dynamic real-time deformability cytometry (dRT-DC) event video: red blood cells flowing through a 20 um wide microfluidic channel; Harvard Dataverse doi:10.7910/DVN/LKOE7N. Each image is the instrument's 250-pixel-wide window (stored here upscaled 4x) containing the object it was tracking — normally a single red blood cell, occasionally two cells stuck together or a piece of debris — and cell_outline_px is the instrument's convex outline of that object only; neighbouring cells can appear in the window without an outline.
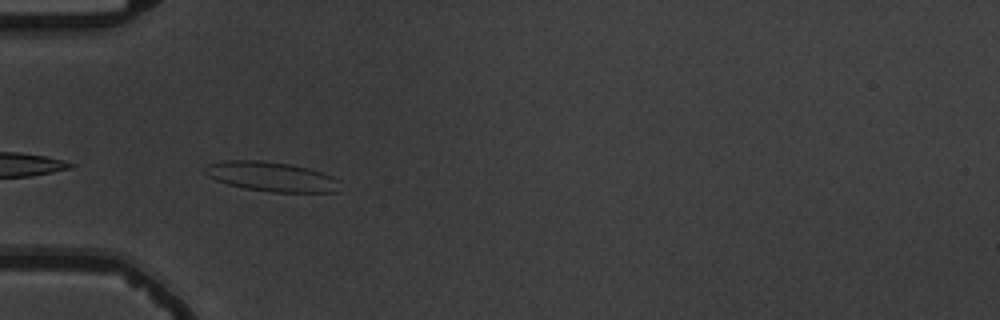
{"species": "common noctule bat (a hibernating species)", "species_latin": "Nyctalus noctula", "temperature_condition": "warm", "stored_images_in_passage": 6, "camera_frame_rate_fps": 3000, "um_per_image_px": 0.085, "animal": {"sex": "male", "body_mass_g": 19.5, "forearm_length_mm": 54.6}, "frame": {"image": 1, "passage_image": 2, "time_ms": 0.333, "image_size_px": [1000, 320], "cell_outline_px": [[340, 180], [336, 192], [272, 192], [244, 188], [228, 184], [216, 180], [208, 176], [204, 172], [204, 168], [208, 164], [224, 160], [260, 160], [292, 164], [308, 168], [332, 176]], "centroid_in_image_um": [23.05, 15.0], "position_along_channel_um": 62.0, "area_um2": 23.29}}